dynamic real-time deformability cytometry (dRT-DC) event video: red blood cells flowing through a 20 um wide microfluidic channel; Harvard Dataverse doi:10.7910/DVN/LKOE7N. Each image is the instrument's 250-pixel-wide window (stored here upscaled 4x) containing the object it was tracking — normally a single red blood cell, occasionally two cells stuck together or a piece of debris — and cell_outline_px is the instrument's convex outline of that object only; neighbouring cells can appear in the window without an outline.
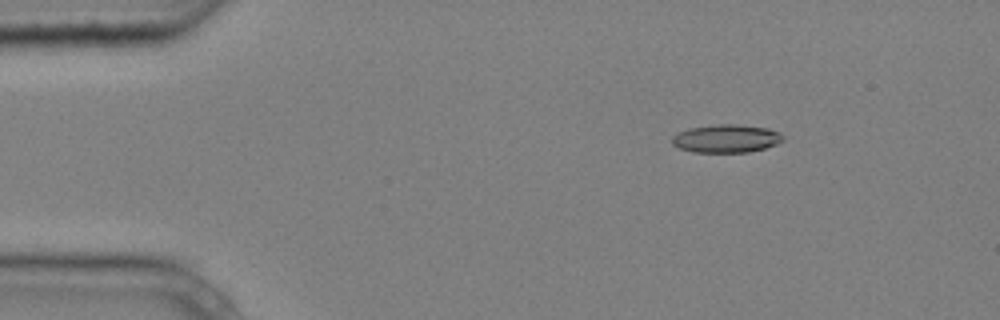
{"species": "common noctule bat (a hibernating species)", "species_latin": "Nyctalus noctula", "temperature_condition": "cold", "stored_images_in_passage": 4, "camera_frame_rate_fps": 3000, "um_per_image_px": 0.085, "animal": {"sex": "male", "body_mass_g": 20.4}, "frame": {"image": 1, "passage_image": 2, "time_ms": 0.333, "image_size_px": [1000, 320], "cell_outline_px": [[784, 140], [776, 144], [764, 148], [748, 152], [692, 152], [680, 148], [672, 144], [672, 136], [688, 128], [716, 124], [736, 124], [768, 128], [780, 132], [784, 136]], "centroid_in_image_um": [61.74, 11.77], "position_along_channel_um": 23.3, "area_um2": 18.21}}